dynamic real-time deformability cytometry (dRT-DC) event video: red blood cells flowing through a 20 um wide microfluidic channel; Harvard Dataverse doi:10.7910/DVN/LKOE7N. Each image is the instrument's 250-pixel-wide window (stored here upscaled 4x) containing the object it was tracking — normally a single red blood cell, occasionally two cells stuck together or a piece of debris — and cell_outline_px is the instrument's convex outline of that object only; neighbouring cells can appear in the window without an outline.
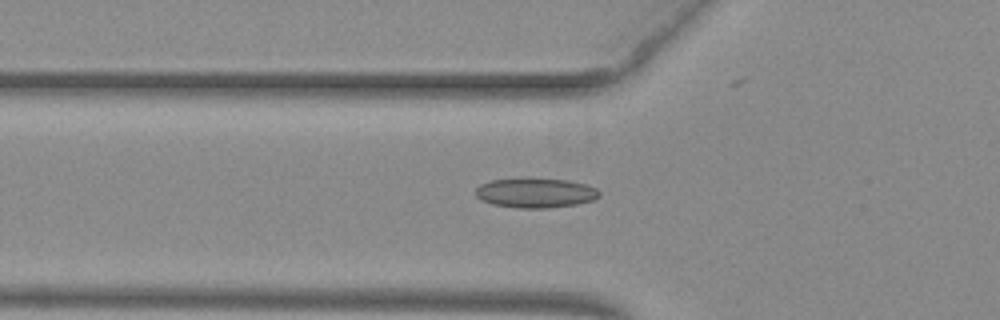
{"species": "common noctule bat (a hibernating species)", "species_latin": "Nyctalus noctula", "temperature_condition": "warm", "stored_images_in_passage": 36, "camera_frame_rate_fps": 3000, "um_per_image_px": 0.085, "animal": {"sex": "female", "body_mass_g": 29.2, "forearm_length_mm": 56.3}, "frame": {"image": 1, "passage_image": 2, "time_ms": 0.333, "image_size_px": [1000, 320], "cell_outline_px": [[600, 196], [592, 200], [576, 204], [548, 208], [516, 208], [492, 204], [480, 200], [476, 196], [476, 188], [480, 184], [492, 180], [524, 176], [568, 180], [588, 184], [596, 188], [600, 192]], "centroid_in_image_um": [45.5, 16.36], "position_along_channel_um": 80.3, "area_um2": 22.08}}
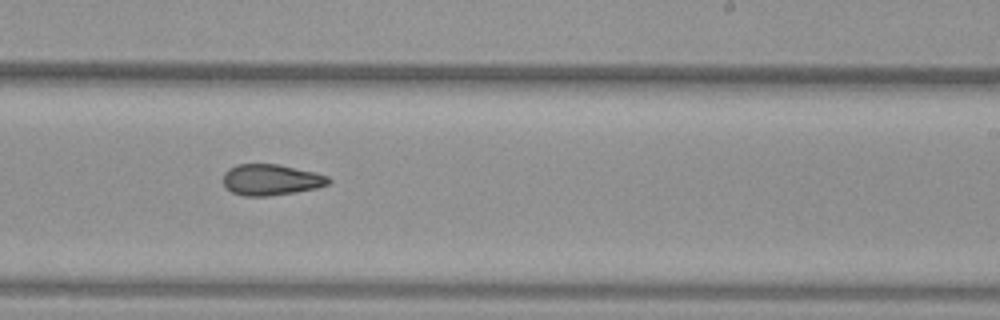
{"frame": {"image": 2, "passage_image": 16, "time_ms": 5.0, "image_size_px": [1000, 320], "cell_outline_px": [[332, 180], [328, 184], [316, 188], [296, 192], [268, 196], [244, 196], [232, 192], [224, 188], [224, 172], [228, 168], [236, 164], [280, 164], [316, 172], [328, 176]], "centroid_in_image_um": [23.03, 15.27], "position_along_channel_um": 266.0, "area_um2": 19.31}}
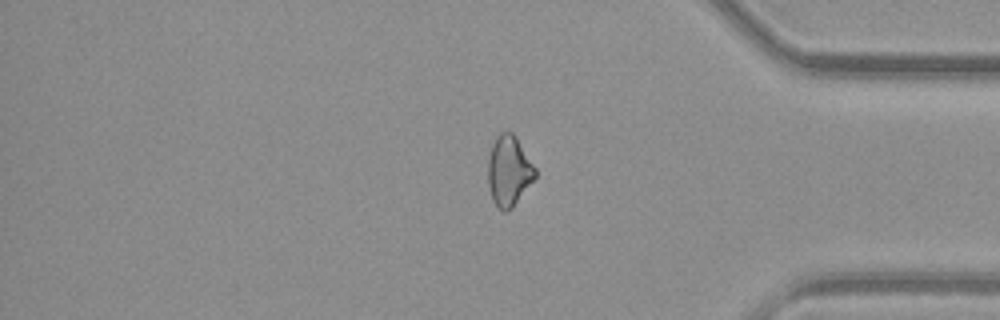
{"frame": {"image": 3, "passage_image": 27, "time_ms": 8.667, "image_size_px": [1000, 320], "cell_outline_px": [[536, 176], [512, 208], [508, 212], [504, 212], [492, 200], [488, 184], [488, 160], [492, 144], [496, 136], [500, 132], [512, 132], [516, 136], [536, 168]], "centroid_in_image_um": [43.25, 14.51], "position_along_channel_um": 392.0, "area_um2": 19.31}, "authors_computed_cell_mechanics": {"area_um2": 19.5653, "velocity_mm_per_s": 3.9709, "shape_relaxation_time_tau1_ms": null, "shape_relaxation_time_tau2_ms": 4.6072, "deformation_change_tau1": null, "deformation_change_tau2": 0.115}}